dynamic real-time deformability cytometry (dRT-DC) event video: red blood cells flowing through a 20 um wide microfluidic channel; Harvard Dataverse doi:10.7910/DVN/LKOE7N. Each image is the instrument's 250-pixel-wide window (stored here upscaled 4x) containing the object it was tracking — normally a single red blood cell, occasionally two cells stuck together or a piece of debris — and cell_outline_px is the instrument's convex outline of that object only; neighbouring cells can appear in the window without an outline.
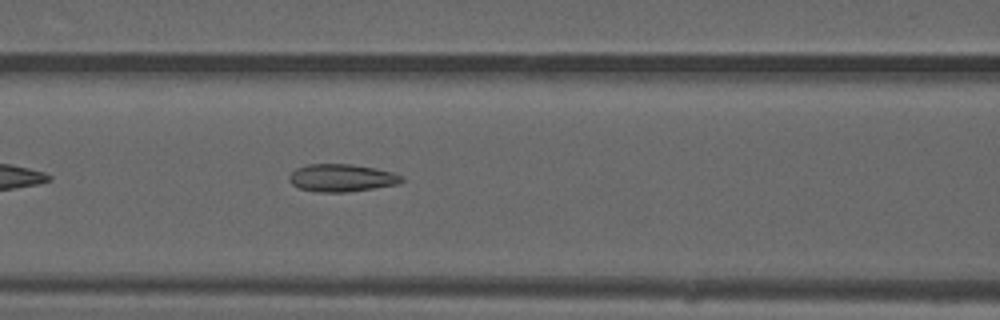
{"species": "common noctule bat (a hibernating species)", "species_latin": "Nyctalus noctula", "temperature_condition": "warm", "stored_images_in_passage": 27, "camera_frame_rate_fps": 3000, "um_per_image_px": 0.085, "animal": {"sex": "male", "forearm_length_mm": 52.5}, "frame": {"image": 1, "passage_image": 8, "time_ms": 2.333, "image_size_px": [1000, 320], "cell_outline_px": [[404, 180], [400, 184], [348, 192], [316, 192], [300, 188], [292, 184], [288, 180], [288, 176], [296, 168], [308, 164], [352, 164], [376, 168], [392, 172], [404, 176]], "centroid_in_image_um": [29.06, 15.12], "position_along_channel_um": 137.5, "area_um2": 18.26}}
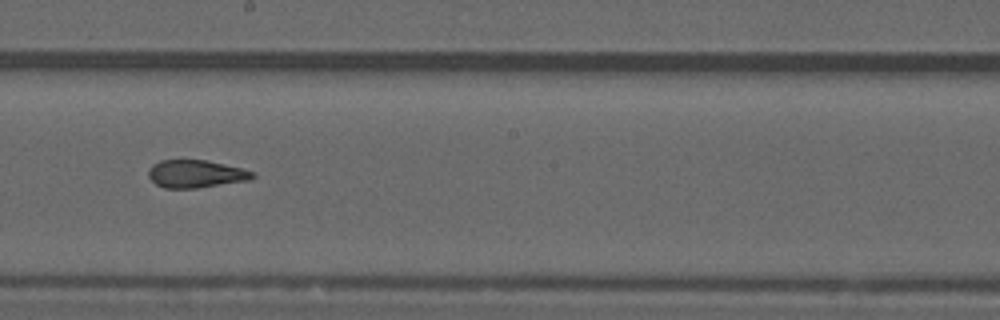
{"frame": {"image": 2, "passage_image": 15, "time_ms": 4.667, "image_size_px": [1000, 320], "cell_outline_px": [[256, 176], [248, 180], [196, 188], [164, 188], [156, 184], [148, 176], [148, 168], [152, 164], [160, 160], [208, 160], [256, 172]], "centroid_in_image_um": [16.62, 14.77], "position_along_channel_um": 231.6, "area_um2": 16.82}}
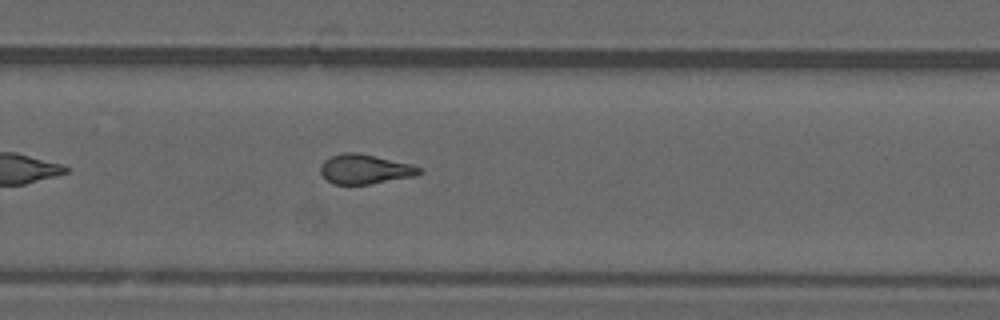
{"frame": {"image": 3, "passage_image": 20, "time_ms": 6.333, "image_size_px": [1000, 320], "cell_outline_px": [[424, 172], [416, 176], [368, 184], [332, 184], [320, 172], [320, 164], [324, 160], [332, 156], [344, 152], [356, 152], [376, 156], [412, 164], [420, 168]], "centroid_in_image_um": [31.03, 14.37], "position_along_channel_um": 298.8, "area_um2": 17.05}, "authors_computed_cell_mechanics": {"area_um2": 17.051, "velocity_mm_per_s": 4.0512, "shape_relaxation_time_tau1_ms": null, "shape_relaxation_time_tau2_ms": 2.3879, "deformation_change_tau1": null, "deformation_change_tau2": 0.088}}